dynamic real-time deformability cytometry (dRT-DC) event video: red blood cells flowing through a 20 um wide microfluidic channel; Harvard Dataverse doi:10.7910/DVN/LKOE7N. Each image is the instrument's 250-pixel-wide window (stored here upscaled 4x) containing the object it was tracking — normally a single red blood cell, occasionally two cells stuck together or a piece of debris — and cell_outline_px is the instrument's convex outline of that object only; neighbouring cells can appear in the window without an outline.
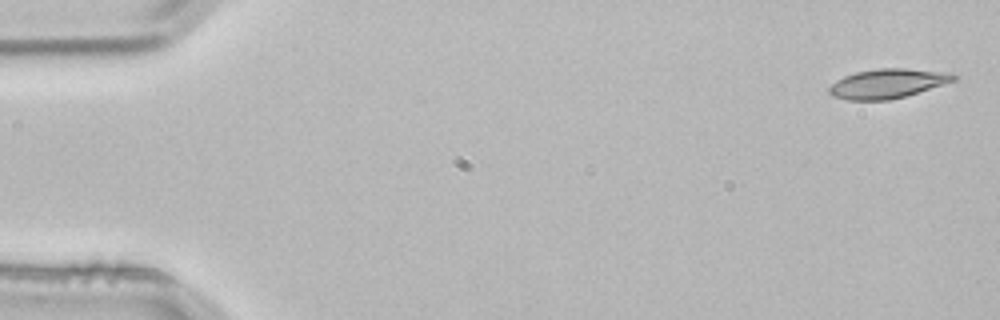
{"species": "common noctule bat (a hibernating species)", "species_latin": "Nyctalus noctula", "temperature_condition": "room temperature", "stored_images_in_passage": 4, "camera_frame_rate_fps": 3000, "um_per_image_px": 0.085, "animal": {"sex": "male", "body_mass_g": 21.5, "forearm_length_mm": 52.0}, "frame": {"image": 1, "passage_image": 1, "time_ms": 0.0, "image_size_px": [1000, 320], "cell_outline_px": [[956, 80], [904, 96], [888, 100], [848, 100], [832, 96], [828, 92], [828, 88], [836, 80], [844, 76], [856, 72], [880, 68], [904, 68], [956, 72]], "centroid_in_image_um": [75.45, 7.09], "position_along_channel_um": 9.5, "area_um2": 21.33}}
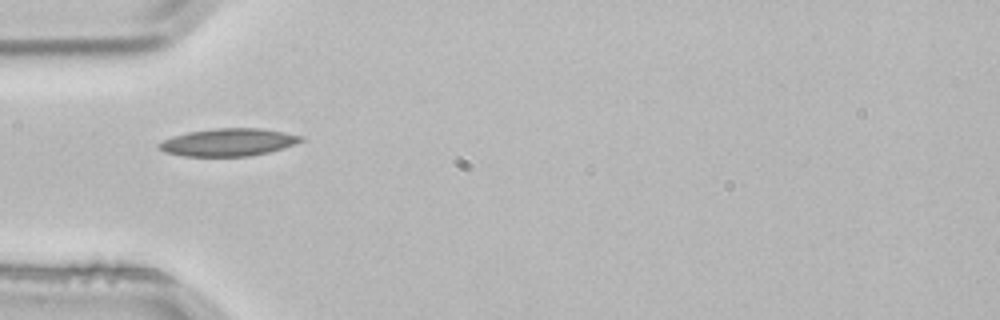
{"frame": {"image": 2, "passage_image": 4, "time_ms": 1.0, "image_size_px": [1000, 320], "cell_outline_px": [[304, 140], [296, 144], [268, 152], [248, 156], [184, 156], [164, 152], [156, 144], [164, 140], [188, 132], [212, 128], [260, 128], [284, 132], [304, 136]], "centroid_in_image_um": [19.44, 12.09], "position_along_channel_um": 65.6, "area_um2": 22.72}}